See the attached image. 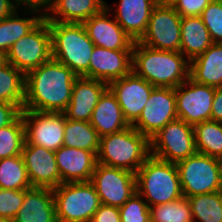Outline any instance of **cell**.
I'll return each mask as SVG.
<instances>
[{
  "label": "cell",
  "mask_w": 222,
  "mask_h": 222,
  "mask_svg": "<svg viewBox=\"0 0 222 222\" xmlns=\"http://www.w3.org/2000/svg\"><path fill=\"white\" fill-rule=\"evenodd\" d=\"M77 77L53 58L43 63L25 75L23 110L63 113L71 101Z\"/></svg>",
  "instance_id": "1"
},
{
  "label": "cell",
  "mask_w": 222,
  "mask_h": 222,
  "mask_svg": "<svg viewBox=\"0 0 222 222\" xmlns=\"http://www.w3.org/2000/svg\"><path fill=\"white\" fill-rule=\"evenodd\" d=\"M132 71L154 87L176 88L189 78L190 61L180 52L157 50L135 41Z\"/></svg>",
  "instance_id": "2"
},
{
  "label": "cell",
  "mask_w": 222,
  "mask_h": 222,
  "mask_svg": "<svg viewBox=\"0 0 222 222\" xmlns=\"http://www.w3.org/2000/svg\"><path fill=\"white\" fill-rule=\"evenodd\" d=\"M136 189L149 207L183 197L176 163L150 155L135 173Z\"/></svg>",
  "instance_id": "3"
},
{
  "label": "cell",
  "mask_w": 222,
  "mask_h": 222,
  "mask_svg": "<svg viewBox=\"0 0 222 222\" xmlns=\"http://www.w3.org/2000/svg\"><path fill=\"white\" fill-rule=\"evenodd\" d=\"M150 156V140L132 125L100 138L97 163L136 173Z\"/></svg>",
  "instance_id": "4"
},
{
  "label": "cell",
  "mask_w": 222,
  "mask_h": 222,
  "mask_svg": "<svg viewBox=\"0 0 222 222\" xmlns=\"http://www.w3.org/2000/svg\"><path fill=\"white\" fill-rule=\"evenodd\" d=\"M52 58L69 67L78 77L88 78L94 43L83 24L49 22Z\"/></svg>",
  "instance_id": "5"
},
{
  "label": "cell",
  "mask_w": 222,
  "mask_h": 222,
  "mask_svg": "<svg viewBox=\"0 0 222 222\" xmlns=\"http://www.w3.org/2000/svg\"><path fill=\"white\" fill-rule=\"evenodd\" d=\"M52 190L57 222H90L101 204L91 182L61 183Z\"/></svg>",
  "instance_id": "6"
},
{
  "label": "cell",
  "mask_w": 222,
  "mask_h": 222,
  "mask_svg": "<svg viewBox=\"0 0 222 222\" xmlns=\"http://www.w3.org/2000/svg\"><path fill=\"white\" fill-rule=\"evenodd\" d=\"M183 197L208 194L222 189V160L195 153L176 163Z\"/></svg>",
  "instance_id": "7"
},
{
  "label": "cell",
  "mask_w": 222,
  "mask_h": 222,
  "mask_svg": "<svg viewBox=\"0 0 222 222\" xmlns=\"http://www.w3.org/2000/svg\"><path fill=\"white\" fill-rule=\"evenodd\" d=\"M52 59V37L45 18L27 35L17 40L4 60L24 75Z\"/></svg>",
  "instance_id": "8"
},
{
  "label": "cell",
  "mask_w": 222,
  "mask_h": 222,
  "mask_svg": "<svg viewBox=\"0 0 222 222\" xmlns=\"http://www.w3.org/2000/svg\"><path fill=\"white\" fill-rule=\"evenodd\" d=\"M137 42L157 50L180 52L181 16L167 0L154 6L146 31Z\"/></svg>",
  "instance_id": "9"
},
{
  "label": "cell",
  "mask_w": 222,
  "mask_h": 222,
  "mask_svg": "<svg viewBox=\"0 0 222 222\" xmlns=\"http://www.w3.org/2000/svg\"><path fill=\"white\" fill-rule=\"evenodd\" d=\"M197 153L193 126L181 119L167 123L150 139V155L177 163Z\"/></svg>",
  "instance_id": "10"
},
{
  "label": "cell",
  "mask_w": 222,
  "mask_h": 222,
  "mask_svg": "<svg viewBox=\"0 0 222 222\" xmlns=\"http://www.w3.org/2000/svg\"><path fill=\"white\" fill-rule=\"evenodd\" d=\"M90 182L101 204L118 208L137 192L135 173L100 163L96 164Z\"/></svg>",
  "instance_id": "11"
},
{
  "label": "cell",
  "mask_w": 222,
  "mask_h": 222,
  "mask_svg": "<svg viewBox=\"0 0 222 222\" xmlns=\"http://www.w3.org/2000/svg\"><path fill=\"white\" fill-rule=\"evenodd\" d=\"M215 90L216 87L196 83L190 77L174 88L178 119L192 126L211 120Z\"/></svg>",
  "instance_id": "12"
},
{
  "label": "cell",
  "mask_w": 222,
  "mask_h": 222,
  "mask_svg": "<svg viewBox=\"0 0 222 222\" xmlns=\"http://www.w3.org/2000/svg\"><path fill=\"white\" fill-rule=\"evenodd\" d=\"M25 143L38 145L55 152L63 146L64 113L22 110Z\"/></svg>",
  "instance_id": "13"
},
{
  "label": "cell",
  "mask_w": 222,
  "mask_h": 222,
  "mask_svg": "<svg viewBox=\"0 0 222 222\" xmlns=\"http://www.w3.org/2000/svg\"><path fill=\"white\" fill-rule=\"evenodd\" d=\"M178 119L174 88L154 87L139 118L132 124L149 140L167 123Z\"/></svg>",
  "instance_id": "14"
},
{
  "label": "cell",
  "mask_w": 222,
  "mask_h": 222,
  "mask_svg": "<svg viewBox=\"0 0 222 222\" xmlns=\"http://www.w3.org/2000/svg\"><path fill=\"white\" fill-rule=\"evenodd\" d=\"M108 88L115 95L126 121L132 125L143 111L154 86L131 71L109 83Z\"/></svg>",
  "instance_id": "15"
},
{
  "label": "cell",
  "mask_w": 222,
  "mask_h": 222,
  "mask_svg": "<svg viewBox=\"0 0 222 222\" xmlns=\"http://www.w3.org/2000/svg\"><path fill=\"white\" fill-rule=\"evenodd\" d=\"M111 9L106 3V7L100 13L83 23L90 40L95 46L105 49L132 50L134 41L114 18H109Z\"/></svg>",
  "instance_id": "16"
},
{
  "label": "cell",
  "mask_w": 222,
  "mask_h": 222,
  "mask_svg": "<svg viewBox=\"0 0 222 222\" xmlns=\"http://www.w3.org/2000/svg\"><path fill=\"white\" fill-rule=\"evenodd\" d=\"M21 155L32 187L54 189L61 184L53 151L42 146L24 143Z\"/></svg>",
  "instance_id": "17"
},
{
  "label": "cell",
  "mask_w": 222,
  "mask_h": 222,
  "mask_svg": "<svg viewBox=\"0 0 222 222\" xmlns=\"http://www.w3.org/2000/svg\"><path fill=\"white\" fill-rule=\"evenodd\" d=\"M132 71V50H111L94 46L90 59L88 78L107 84Z\"/></svg>",
  "instance_id": "18"
},
{
  "label": "cell",
  "mask_w": 222,
  "mask_h": 222,
  "mask_svg": "<svg viewBox=\"0 0 222 222\" xmlns=\"http://www.w3.org/2000/svg\"><path fill=\"white\" fill-rule=\"evenodd\" d=\"M61 183L90 182L97 164L94 152L60 147L55 152Z\"/></svg>",
  "instance_id": "19"
},
{
  "label": "cell",
  "mask_w": 222,
  "mask_h": 222,
  "mask_svg": "<svg viewBox=\"0 0 222 222\" xmlns=\"http://www.w3.org/2000/svg\"><path fill=\"white\" fill-rule=\"evenodd\" d=\"M108 84L100 80L77 77L69 105L63 112L68 120L90 122L94 108Z\"/></svg>",
  "instance_id": "20"
},
{
  "label": "cell",
  "mask_w": 222,
  "mask_h": 222,
  "mask_svg": "<svg viewBox=\"0 0 222 222\" xmlns=\"http://www.w3.org/2000/svg\"><path fill=\"white\" fill-rule=\"evenodd\" d=\"M11 222H57L53 190L44 187L24 190V201Z\"/></svg>",
  "instance_id": "21"
},
{
  "label": "cell",
  "mask_w": 222,
  "mask_h": 222,
  "mask_svg": "<svg viewBox=\"0 0 222 222\" xmlns=\"http://www.w3.org/2000/svg\"><path fill=\"white\" fill-rule=\"evenodd\" d=\"M160 0H119L114 19L135 42L145 33L152 9ZM118 4V5H117Z\"/></svg>",
  "instance_id": "22"
},
{
  "label": "cell",
  "mask_w": 222,
  "mask_h": 222,
  "mask_svg": "<svg viewBox=\"0 0 222 222\" xmlns=\"http://www.w3.org/2000/svg\"><path fill=\"white\" fill-rule=\"evenodd\" d=\"M90 124L95 128L100 138L120 132L130 126L115 95L109 88L104 91L94 108Z\"/></svg>",
  "instance_id": "23"
},
{
  "label": "cell",
  "mask_w": 222,
  "mask_h": 222,
  "mask_svg": "<svg viewBox=\"0 0 222 222\" xmlns=\"http://www.w3.org/2000/svg\"><path fill=\"white\" fill-rule=\"evenodd\" d=\"M105 7L104 0H54L53 7L45 19L49 22L83 24Z\"/></svg>",
  "instance_id": "24"
},
{
  "label": "cell",
  "mask_w": 222,
  "mask_h": 222,
  "mask_svg": "<svg viewBox=\"0 0 222 222\" xmlns=\"http://www.w3.org/2000/svg\"><path fill=\"white\" fill-rule=\"evenodd\" d=\"M189 77L199 84L222 87V43H213L190 61Z\"/></svg>",
  "instance_id": "25"
},
{
  "label": "cell",
  "mask_w": 222,
  "mask_h": 222,
  "mask_svg": "<svg viewBox=\"0 0 222 222\" xmlns=\"http://www.w3.org/2000/svg\"><path fill=\"white\" fill-rule=\"evenodd\" d=\"M213 43L200 16L181 17L180 53L189 61L204 53Z\"/></svg>",
  "instance_id": "26"
},
{
  "label": "cell",
  "mask_w": 222,
  "mask_h": 222,
  "mask_svg": "<svg viewBox=\"0 0 222 222\" xmlns=\"http://www.w3.org/2000/svg\"><path fill=\"white\" fill-rule=\"evenodd\" d=\"M26 13L27 11L25 16L32 13V17L23 18L16 10L12 15L0 21V53L3 56L17 40L30 33L44 19L41 14L33 11Z\"/></svg>",
  "instance_id": "27"
},
{
  "label": "cell",
  "mask_w": 222,
  "mask_h": 222,
  "mask_svg": "<svg viewBox=\"0 0 222 222\" xmlns=\"http://www.w3.org/2000/svg\"><path fill=\"white\" fill-rule=\"evenodd\" d=\"M25 75L7 61L0 63V101L24 106Z\"/></svg>",
  "instance_id": "28"
},
{
  "label": "cell",
  "mask_w": 222,
  "mask_h": 222,
  "mask_svg": "<svg viewBox=\"0 0 222 222\" xmlns=\"http://www.w3.org/2000/svg\"><path fill=\"white\" fill-rule=\"evenodd\" d=\"M99 143L100 136L90 122L65 117L63 146L85 149L97 155Z\"/></svg>",
  "instance_id": "29"
},
{
  "label": "cell",
  "mask_w": 222,
  "mask_h": 222,
  "mask_svg": "<svg viewBox=\"0 0 222 222\" xmlns=\"http://www.w3.org/2000/svg\"><path fill=\"white\" fill-rule=\"evenodd\" d=\"M193 129L197 153L222 160V122L203 121Z\"/></svg>",
  "instance_id": "30"
},
{
  "label": "cell",
  "mask_w": 222,
  "mask_h": 222,
  "mask_svg": "<svg viewBox=\"0 0 222 222\" xmlns=\"http://www.w3.org/2000/svg\"><path fill=\"white\" fill-rule=\"evenodd\" d=\"M31 187L22 155L0 159V189L27 190Z\"/></svg>",
  "instance_id": "31"
},
{
  "label": "cell",
  "mask_w": 222,
  "mask_h": 222,
  "mask_svg": "<svg viewBox=\"0 0 222 222\" xmlns=\"http://www.w3.org/2000/svg\"><path fill=\"white\" fill-rule=\"evenodd\" d=\"M193 222H222V191L188 197Z\"/></svg>",
  "instance_id": "32"
},
{
  "label": "cell",
  "mask_w": 222,
  "mask_h": 222,
  "mask_svg": "<svg viewBox=\"0 0 222 222\" xmlns=\"http://www.w3.org/2000/svg\"><path fill=\"white\" fill-rule=\"evenodd\" d=\"M25 127L20 114L11 124L0 128V159L22 154Z\"/></svg>",
  "instance_id": "33"
},
{
  "label": "cell",
  "mask_w": 222,
  "mask_h": 222,
  "mask_svg": "<svg viewBox=\"0 0 222 222\" xmlns=\"http://www.w3.org/2000/svg\"><path fill=\"white\" fill-rule=\"evenodd\" d=\"M151 222H193L191 207L187 197L149 207Z\"/></svg>",
  "instance_id": "34"
},
{
  "label": "cell",
  "mask_w": 222,
  "mask_h": 222,
  "mask_svg": "<svg viewBox=\"0 0 222 222\" xmlns=\"http://www.w3.org/2000/svg\"><path fill=\"white\" fill-rule=\"evenodd\" d=\"M119 212L121 222H151L149 206L138 192L119 207Z\"/></svg>",
  "instance_id": "35"
},
{
  "label": "cell",
  "mask_w": 222,
  "mask_h": 222,
  "mask_svg": "<svg viewBox=\"0 0 222 222\" xmlns=\"http://www.w3.org/2000/svg\"><path fill=\"white\" fill-rule=\"evenodd\" d=\"M214 43H222V0H212L200 15Z\"/></svg>",
  "instance_id": "36"
},
{
  "label": "cell",
  "mask_w": 222,
  "mask_h": 222,
  "mask_svg": "<svg viewBox=\"0 0 222 222\" xmlns=\"http://www.w3.org/2000/svg\"><path fill=\"white\" fill-rule=\"evenodd\" d=\"M24 201V190L0 189V222H11Z\"/></svg>",
  "instance_id": "37"
},
{
  "label": "cell",
  "mask_w": 222,
  "mask_h": 222,
  "mask_svg": "<svg viewBox=\"0 0 222 222\" xmlns=\"http://www.w3.org/2000/svg\"><path fill=\"white\" fill-rule=\"evenodd\" d=\"M181 17L200 16L212 0H167Z\"/></svg>",
  "instance_id": "38"
},
{
  "label": "cell",
  "mask_w": 222,
  "mask_h": 222,
  "mask_svg": "<svg viewBox=\"0 0 222 222\" xmlns=\"http://www.w3.org/2000/svg\"><path fill=\"white\" fill-rule=\"evenodd\" d=\"M13 1L16 10L21 6L22 7L24 6L23 8L22 7L20 8L21 11L23 9L27 12L28 10L33 11L41 14V16H43L44 18H46V16L49 15L54 4V0H13ZM42 9L44 12L42 11Z\"/></svg>",
  "instance_id": "39"
},
{
  "label": "cell",
  "mask_w": 222,
  "mask_h": 222,
  "mask_svg": "<svg viewBox=\"0 0 222 222\" xmlns=\"http://www.w3.org/2000/svg\"><path fill=\"white\" fill-rule=\"evenodd\" d=\"M90 222H121L119 208L100 204Z\"/></svg>",
  "instance_id": "40"
},
{
  "label": "cell",
  "mask_w": 222,
  "mask_h": 222,
  "mask_svg": "<svg viewBox=\"0 0 222 222\" xmlns=\"http://www.w3.org/2000/svg\"><path fill=\"white\" fill-rule=\"evenodd\" d=\"M20 114L16 105L0 101V128L11 124Z\"/></svg>",
  "instance_id": "41"
},
{
  "label": "cell",
  "mask_w": 222,
  "mask_h": 222,
  "mask_svg": "<svg viewBox=\"0 0 222 222\" xmlns=\"http://www.w3.org/2000/svg\"><path fill=\"white\" fill-rule=\"evenodd\" d=\"M211 120L222 122V87H216L212 102Z\"/></svg>",
  "instance_id": "42"
},
{
  "label": "cell",
  "mask_w": 222,
  "mask_h": 222,
  "mask_svg": "<svg viewBox=\"0 0 222 222\" xmlns=\"http://www.w3.org/2000/svg\"><path fill=\"white\" fill-rule=\"evenodd\" d=\"M16 11L13 0H0V21Z\"/></svg>",
  "instance_id": "43"
},
{
  "label": "cell",
  "mask_w": 222,
  "mask_h": 222,
  "mask_svg": "<svg viewBox=\"0 0 222 222\" xmlns=\"http://www.w3.org/2000/svg\"><path fill=\"white\" fill-rule=\"evenodd\" d=\"M4 61V56L0 53V63Z\"/></svg>",
  "instance_id": "44"
}]
</instances>
